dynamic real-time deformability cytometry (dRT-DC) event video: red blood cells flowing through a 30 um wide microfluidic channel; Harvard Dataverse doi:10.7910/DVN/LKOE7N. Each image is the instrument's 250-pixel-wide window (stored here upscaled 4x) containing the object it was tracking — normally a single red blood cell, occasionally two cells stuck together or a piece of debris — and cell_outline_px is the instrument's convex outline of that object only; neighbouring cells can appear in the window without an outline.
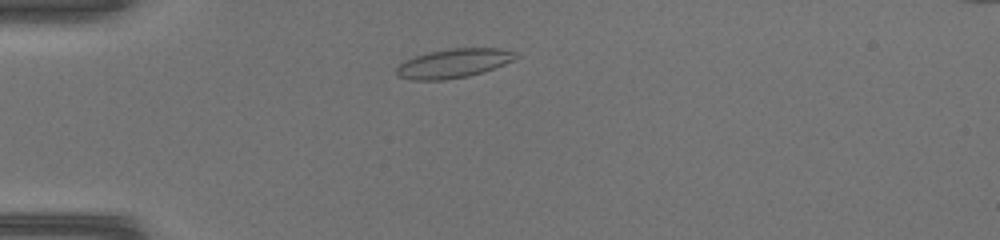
{"species": "common noctule bat (a hibernating species)", "species_latin": "Nyctalus noctula", "temperature_condition": "warm", "stored_images_in_passage": 39, "camera_frame_rate_fps": 3000, "um_per_image_px": 0.085, "animal": {"sex": "female", "body_mass_g": 17.0, "forearm_length_mm": 48.0}, "frame": {"image": 1, "passage_image": 6, "time_ms": 1.667, "image_size_px": [1000, 240], "cell_outline_px": [[520, 56], [504, 64], [468, 76], [444, 80], [412, 80], [396, 76], [396, 68], [404, 60], [428, 52], [452, 48], [500, 48], [516, 52]], "centroid_in_image_um": [38.52, 5.38], "position_along_channel_um": 46.5, "area_um2": 20.11}}
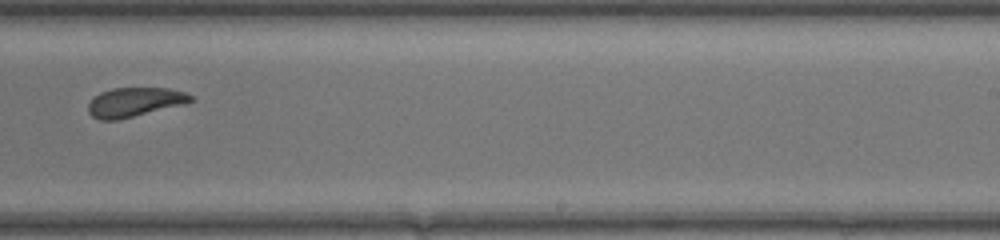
{"frame": {"image": 2, "passage_image": 23, "time_ms": 7.333, "image_size_px": [1000, 240], "cell_outline_px": [[192, 100], [180, 104], [116, 120], [100, 120], [92, 116], [88, 112], [88, 104], [92, 96], [100, 92], [112, 88], [168, 88], [184, 92], [192, 96]], "centroid_in_image_um": [11.33, 8.66], "position_along_channel_um": 277.7, "area_um2": 17.05}}
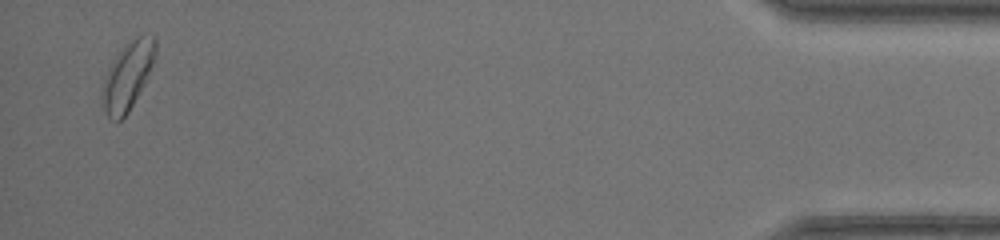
{"frame": {"image": 3, "passage_image": 38, "time_ms": 12.333, "image_size_px": [1000, 240], "cell_outline_px": [[156, 56], [148, 76], [144, 84], [128, 112], [120, 120], [112, 120], [108, 116], [104, 108], [104, 92], [112, 60], [132, 40], [140, 36], [156, 36]], "centroid_in_image_um": [10.93, 6.44], "position_along_channel_um": 424.3, "area_um2": 19.77}}